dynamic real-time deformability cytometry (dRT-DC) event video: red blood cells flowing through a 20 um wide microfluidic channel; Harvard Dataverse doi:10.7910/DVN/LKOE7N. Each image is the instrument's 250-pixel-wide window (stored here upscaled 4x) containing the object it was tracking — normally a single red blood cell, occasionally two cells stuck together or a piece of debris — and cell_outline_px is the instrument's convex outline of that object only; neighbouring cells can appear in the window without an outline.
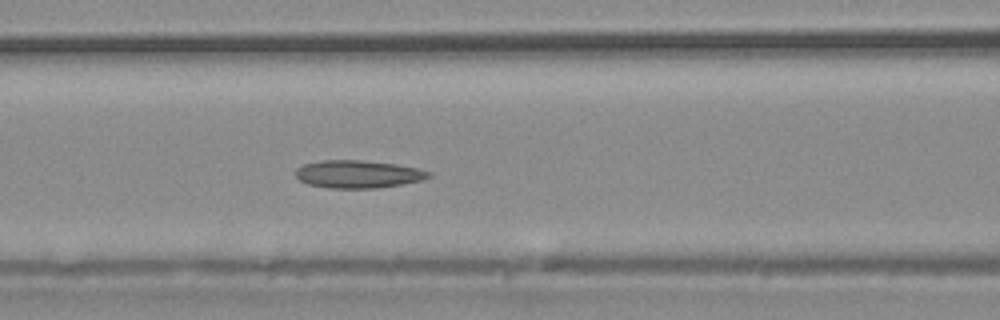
{"species": "common noctule bat (a hibernating species)", "species_latin": "Nyctalus noctula", "temperature_condition": "warm", "stored_images_in_passage": 37, "camera_frame_rate_fps": 3000, "um_per_image_px": 0.085, "animal": {"sex": "male", "body_mass_g": 20.4}, "frame": {"image": 1, "passage_image": 15, "time_ms": 4.667, "image_size_px": [1000, 320], "cell_outline_px": [[432, 176], [420, 180], [400, 184], [376, 188], [328, 188], [308, 184], [300, 180], [296, 176], [296, 168], [304, 164], [320, 160], [360, 160], [396, 164], [416, 168], [432, 172]], "centroid_in_image_um": [30.41, 14.8], "position_along_channel_um": 136.2, "area_um2": 21.39}}
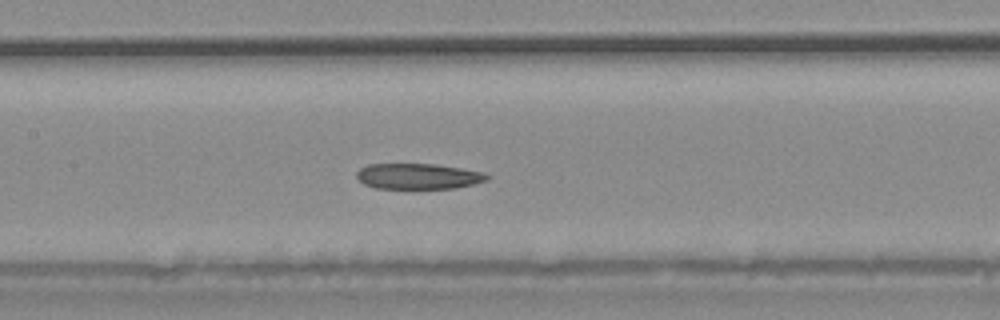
{"frame": {"image": 2, "passage_image": 17, "time_ms": 5.333, "image_size_px": [1000, 320], "cell_outline_px": [[492, 176], [488, 180], [456, 188], [376, 188], [364, 184], [356, 176], [356, 172], [360, 168], [368, 164], [436, 164], [484, 172]], "centroid_in_image_um": [35.57, 14.98], "position_along_channel_um": 171.8, "area_um2": 19.48}}
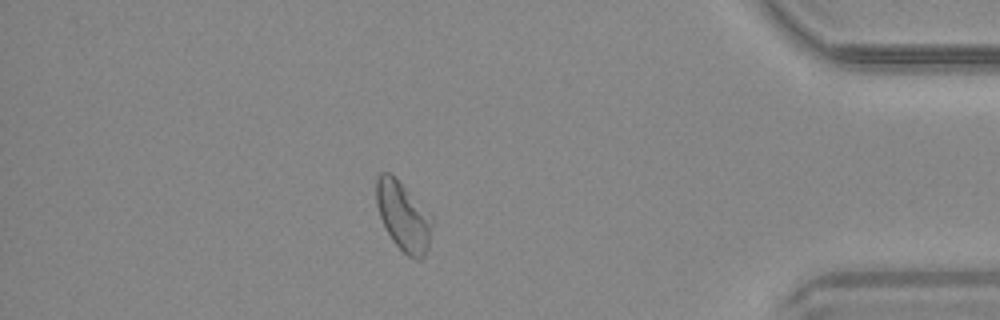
{"frame": {"image": 3, "passage_image": 32, "time_ms": 10.333, "image_size_px": [1000, 320], "cell_outline_px": [[432, 224], [428, 248], [424, 256], [420, 260], [416, 260], [408, 256], [392, 240], [380, 216], [376, 204], [376, 176], [380, 172], [388, 172], [432, 216]], "centroid_in_image_um": [34.27, 18.42], "position_along_channel_um": 400.9, "area_um2": 21.85}}